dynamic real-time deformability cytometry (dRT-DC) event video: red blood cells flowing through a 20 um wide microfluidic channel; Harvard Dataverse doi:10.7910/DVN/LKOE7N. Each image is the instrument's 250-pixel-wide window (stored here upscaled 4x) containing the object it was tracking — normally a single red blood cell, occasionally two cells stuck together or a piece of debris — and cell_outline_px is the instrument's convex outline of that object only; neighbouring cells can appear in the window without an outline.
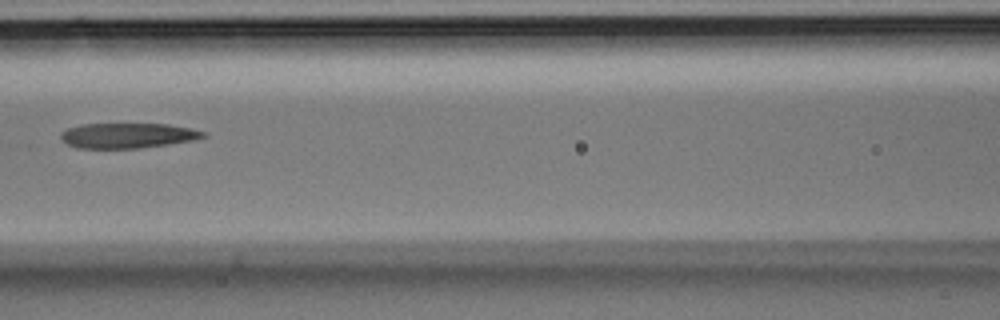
{"species": "Egyptian fruit bat (a non-hibernating species)", "species_latin": "Rousettus aegyptiacus", "temperature_condition": "room temperature", "stored_images_in_passage": 5, "camera_frame_rate_fps": 3000, "um_per_image_px": 0.085, "animal": {"sex": "male"}, "frame": {"image": 1, "passage_image": 5, "time_ms": 1.333, "image_size_px": [1000, 320], "cell_outline_px": [[208, 136], [192, 140], [168, 144], [140, 148], [76, 148], [68, 144], [60, 136], [60, 132], [68, 128], [84, 124], [168, 124], [188, 128], [204, 132]], "centroid_in_image_um": [10.83, 11.52], "position_along_channel_um": 155.8, "area_um2": 20.63}}